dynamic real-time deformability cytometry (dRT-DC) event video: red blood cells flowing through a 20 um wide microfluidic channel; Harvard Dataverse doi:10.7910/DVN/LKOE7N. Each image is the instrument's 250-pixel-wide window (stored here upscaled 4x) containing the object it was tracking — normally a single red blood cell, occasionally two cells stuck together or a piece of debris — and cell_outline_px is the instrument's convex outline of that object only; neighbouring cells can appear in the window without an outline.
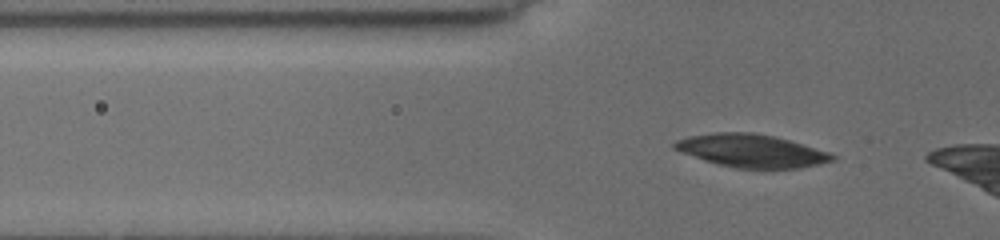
{"species": "common noctule bat (a hibernating species)", "species_latin": "Nyctalus noctula", "temperature_condition": "cold", "stored_images_in_passage": 5, "camera_frame_rate_fps": 3000, "um_per_image_px": 0.085, "animal": {"sex": "female", "body_mass_g": 19.5, "forearm_length_mm": 54.1}, "frame": {"image": 1, "passage_image": 5, "time_ms": 4.333, "image_size_px": [1000, 240], "cell_outline_px": [[836, 160], [800, 168], [736, 168], [716, 164], [704, 160], [672, 148], [672, 144], [676, 140], [688, 136], [716, 132], [752, 132], [772, 136], [788, 140], [828, 152], [836, 156]], "centroid_in_image_um": [63.84, 12.81], "position_along_channel_um": 62.0, "area_um2": 30.06}}